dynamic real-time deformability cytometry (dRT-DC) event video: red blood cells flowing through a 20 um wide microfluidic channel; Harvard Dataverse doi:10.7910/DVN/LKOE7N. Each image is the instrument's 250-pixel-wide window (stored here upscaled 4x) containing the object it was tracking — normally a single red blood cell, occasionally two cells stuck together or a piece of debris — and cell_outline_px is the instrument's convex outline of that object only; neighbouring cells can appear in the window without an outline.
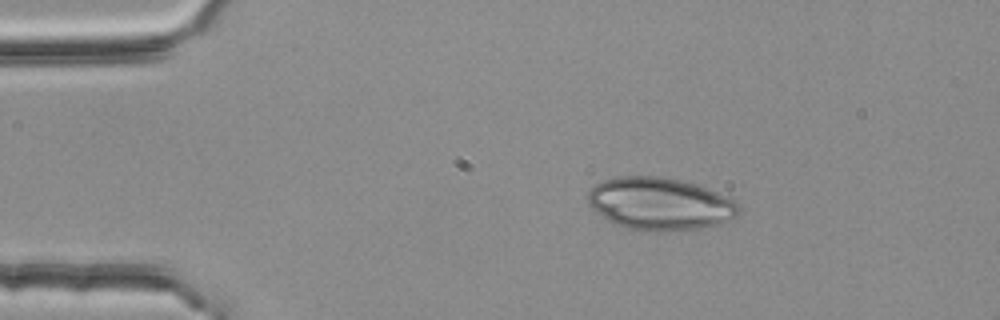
{"species": "common noctule bat (a hibernating species)", "species_latin": "Nyctalus noctula", "temperature_condition": "room temperature", "stored_images_in_passage": 45, "camera_frame_rate_fps": 3000, "um_per_image_px": 0.085, "animal": {"sex": "female", "body_mass_g": 25.1}, "frame": {"image": 1, "passage_image": 1, "time_ms": 0.0, "image_size_px": [1000, 320], "cell_outline_px": [[740, 212], [736, 216], [720, 224], [700, 228], [664, 232], [640, 232], [616, 224], [608, 220], [592, 208], [588, 204], [588, 192], [596, 184], [604, 180], [616, 176], [660, 176], [680, 180], [696, 184], [708, 188], [736, 200], [740, 204]], "centroid_in_image_um": [56.12, 17.33], "position_along_channel_um": 28.9, "area_um2": 46.64}}
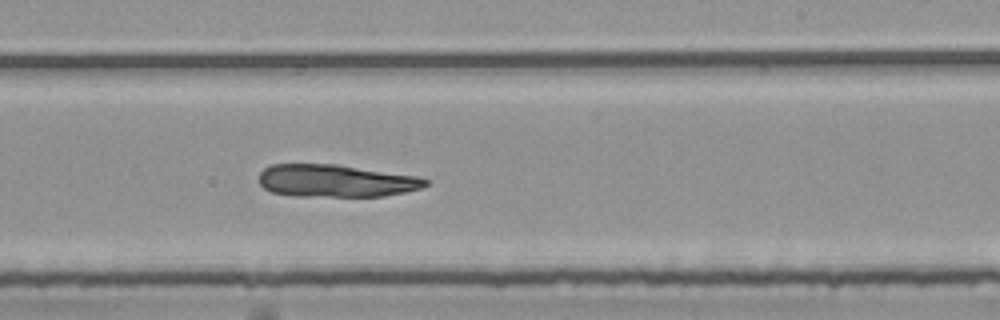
{"frame": {"image": 2, "passage_image": 24, "time_ms": 7.667, "image_size_px": [1000, 320], "cell_outline_px": [[428, 184], [420, 188], [404, 192], [384, 196], [296, 196], [272, 192], [264, 188], [260, 184], [260, 172], [264, 168], [272, 164], [336, 164], [420, 176], [428, 180]], "centroid_in_image_um": [28.56, 15.36], "position_along_channel_um": 260.4, "area_um2": 31.56}}
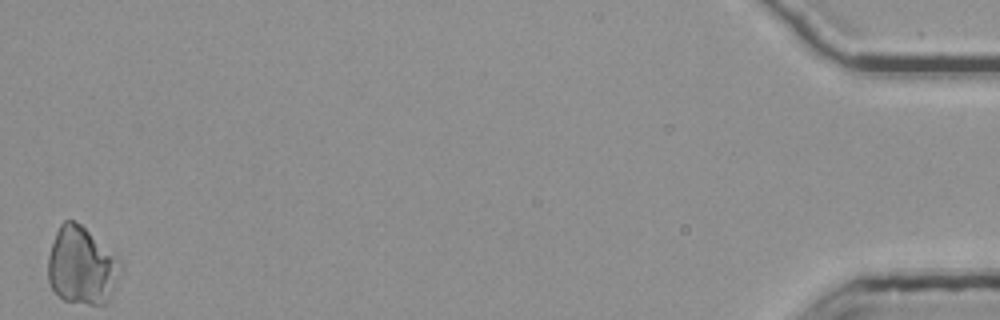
{"frame": {"image": 3, "passage_image": 45, "time_ms": 14.667, "image_size_px": [1000, 320], "cell_outline_px": [[124, 268], [108, 304], [88, 304], [64, 300], [48, 284], [48, 256], [56, 232], [60, 224], [64, 220], [72, 220], [80, 224], [124, 260]], "centroid_in_image_um": [7.02, 22.6], "position_along_channel_um": 428.2, "area_um2": 33.52}}